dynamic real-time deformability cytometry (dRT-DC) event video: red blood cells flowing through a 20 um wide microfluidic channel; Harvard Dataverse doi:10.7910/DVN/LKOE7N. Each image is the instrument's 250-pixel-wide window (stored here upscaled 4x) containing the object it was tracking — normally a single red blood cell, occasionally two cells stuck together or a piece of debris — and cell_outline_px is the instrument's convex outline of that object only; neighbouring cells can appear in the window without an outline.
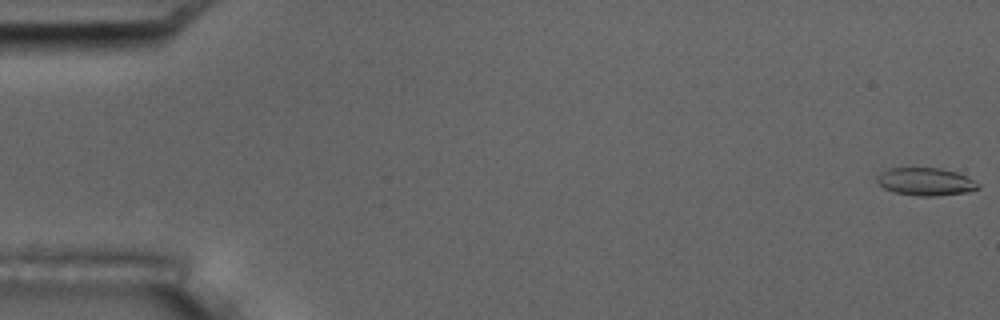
{"species": "common noctule bat (a hibernating species)", "species_latin": "Nyctalus noctula", "temperature_condition": "room temperature", "stored_images_in_passage": 54, "camera_frame_rate_fps": 3000, "um_per_image_px": 0.085, "animal": {"sex": "male", "body_mass_g": 17.5, "forearm_length_mm": 52.3}, "frame": {"image": 1, "passage_image": 1, "time_ms": 0.0, "image_size_px": [1000, 320], "cell_outline_px": [[980, 188], [968, 192], [936, 196], [916, 196], [892, 192], [884, 188], [876, 180], [876, 176], [888, 168], [940, 168], [956, 172], [980, 184]], "centroid_in_image_um": [78.66, 15.45], "position_along_channel_um": 6.3, "area_um2": 16.36}}
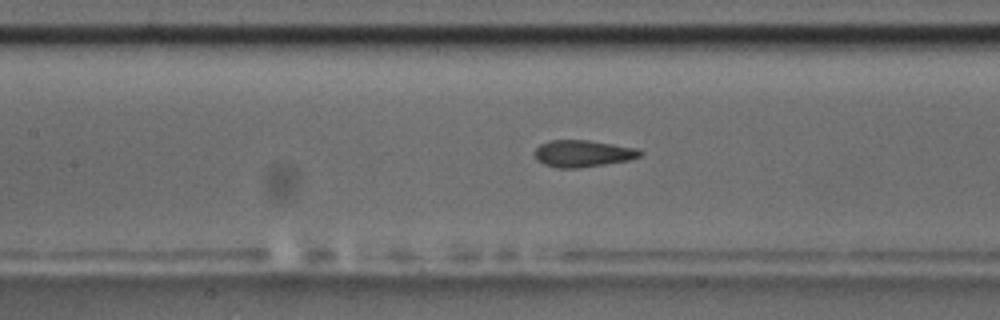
{"frame": {"image": 2, "passage_image": 25, "time_ms": 8.0, "image_size_px": [1000, 320], "cell_outline_px": [[644, 152], [640, 156], [628, 160], [604, 164], [576, 168], [560, 168], [544, 164], [536, 160], [532, 152], [540, 144], [548, 140], [588, 140], [636, 148]], "centroid_in_image_um": [49.49, 13.04], "position_along_channel_um": 157.9, "area_um2": 16.47}}
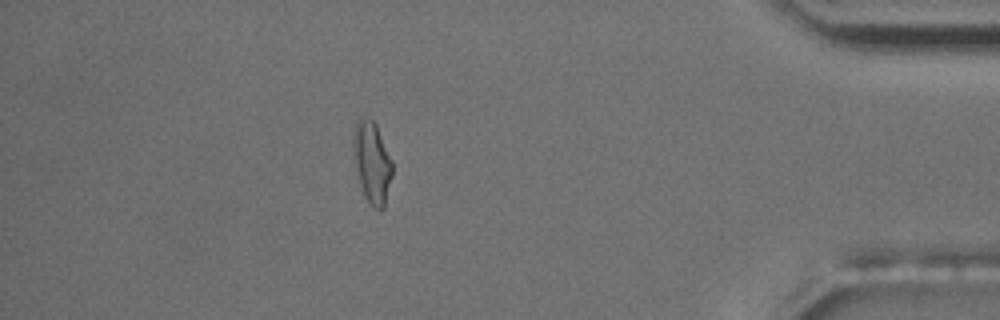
{"frame": {"image": 3, "passage_image": 48, "time_ms": 15.667, "image_size_px": [1000, 320], "cell_outline_px": [[392, 176], [384, 208], [380, 212], [372, 208], [364, 196], [360, 184], [356, 168], [352, 144], [352, 132], [356, 120], [360, 116], [372, 120], [376, 124], [392, 160]], "centroid_in_image_um": [31.61, 13.8], "position_along_channel_um": 403.6, "area_um2": 18.84}, "authors_computed_cell_mechanics": {"area_um2": 16.5886, "velocity_mm_per_s": 3.7732, "shape_relaxation_time_tau1_ms": 4.6144, "shape_relaxation_time_tau2_ms": 2.2918, "deformation_change_tau1": 0.1358, "deformation_change_tau2": 0.0608}}